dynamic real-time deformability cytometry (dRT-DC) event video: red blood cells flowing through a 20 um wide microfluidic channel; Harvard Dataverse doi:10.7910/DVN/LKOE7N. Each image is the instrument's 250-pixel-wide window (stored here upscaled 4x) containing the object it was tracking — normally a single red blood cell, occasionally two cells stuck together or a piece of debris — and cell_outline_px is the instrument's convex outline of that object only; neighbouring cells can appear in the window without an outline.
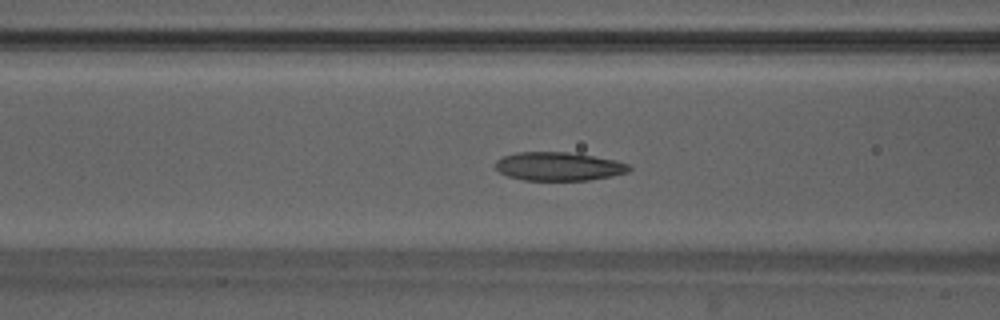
{"species": "Egyptian fruit bat (a non-hibernating species)", "species_latin": "Rousettus aegyptiacus", "temperature_condition": "warm", "stored_images_in_passage": 48, "camera_frame_rate_fps": 3000, "um_per_image_px": 0.085, "animal": {"sex": "male"}, "frame": {"image": 1, "passage_image": 19, "time_ms": 6.0, "image_size_px": [1000, 320], "cell_outline_px": [[632, 168], [628, 172], [612, 176], [588, 180], [524, 180], [508, 176], [500, 172], [496, 168], [496, 160], [504, 156], [516, 152], [568, 152], [616, 160], [628, 164]], "centroid_in_image_um": [47.49, 14.14], "position_along_channel_um": 119.1, "area_um2": 22.14}}
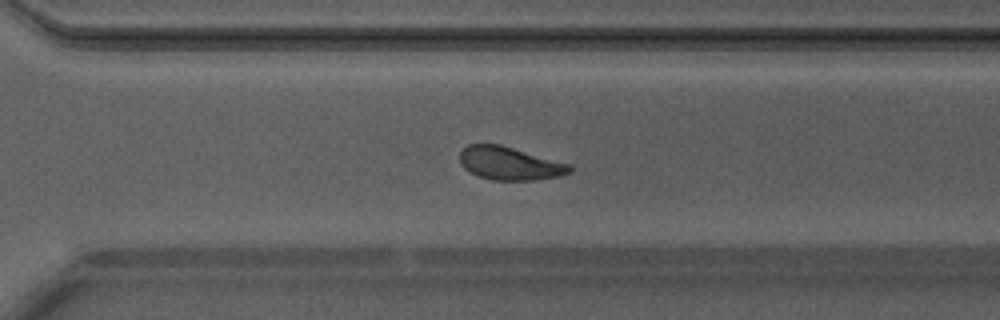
{"frame": {"image": 2, "passage_image": 34, "time_ms": 11.0, "image_size_px": [1000, 320], "cell_outline_px": [[572, 172], [560, 176], [536, 180], [492, 180], [480, 176], [464, 168], [460, 164], [460, 152], [468, 144], [500, 144], [572, 164]], "centroid_in_image_um": [43.37, 13.89], "position_along_channel_um": 327.2, "area_um2": 21.33}}
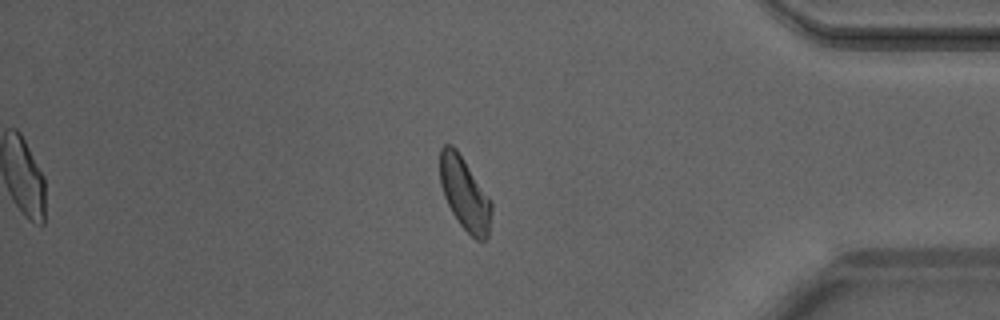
{"frame": {"image": 3, "passage_image": 41, "time_ms": 13.333, "image_size_px": [1000, 320], "cell_outline_px": [[492, 208], [488, 236], [484, 240], [476, 240], [460, 224], [452, 212], [444, 196], [440, 184], [440, 148], [444, 144], [452, 144], [456, 148], [492, 200]], "centroid_in_image_um": [39.5, 16.44], "position_along_channel_um": 395.7, "area_um2": 21.85}, "authors_computed_cell_mechanics": {"area_um2": 22.0218, "velocity_mm_per_s": 4.1685, "shape_relaxation_time_tau1_ms": 3.5313, "shape_relaxation_time_tau2_ms": 1.7672, "deformation_change_tau1": 0.1287, "deformation_change_tau2": 0.0866}}